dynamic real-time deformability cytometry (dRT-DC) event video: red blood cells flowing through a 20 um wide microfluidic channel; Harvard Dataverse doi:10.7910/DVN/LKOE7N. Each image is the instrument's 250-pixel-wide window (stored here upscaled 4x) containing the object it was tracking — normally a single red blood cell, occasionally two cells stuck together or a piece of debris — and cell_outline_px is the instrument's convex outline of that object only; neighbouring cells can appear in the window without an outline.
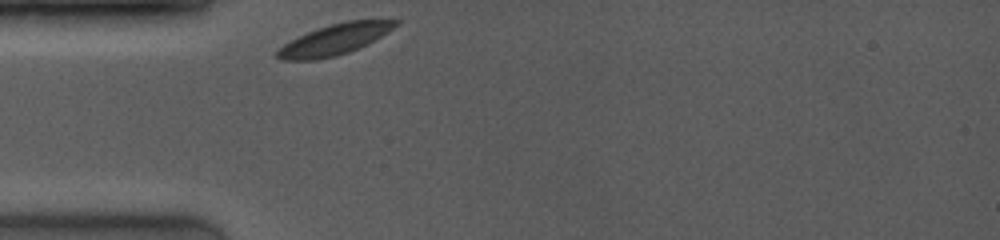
{"species": "common noctule bat (a hibernating species)", "species_latin": "Nyctalus noctula", "temperature_condition": "room temperature", "stored_images_in_passage": 7, "camera_frame_rate_fps": 4000, "um_per_image_px": 0.085, "animal": {"sex": "female", "body_mass_g": 19.0, "forearm_length_mm": 53.3}, "frame": {"image": 1, "passage_image": 1, "time_ms": 0.0, "image_size_px": [1000, 240], "cell_outline_px": [[400, 24], [388, 32], [368, 44], [348, 52], [336, 56], [316, 60], [280, 60], [276, 56], [276, 52], [284, 44], [308, 32], [332, 24], [348, 20], [400, 20]], "centroid_in_image_um": [28.48, 3.36], "position_along_channel_um": 56.5, "area_um2": 20.92}}
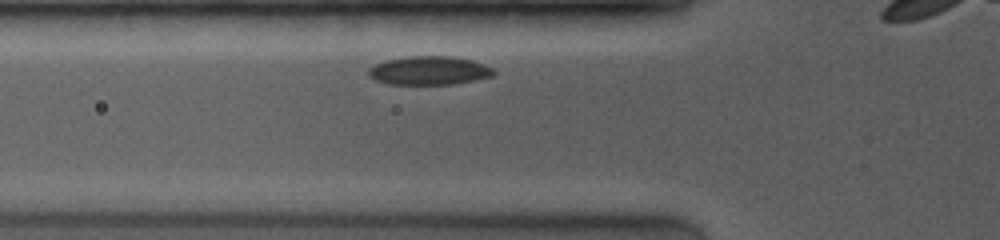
{"frame": {"image": 2, "passage_image": 3, "time_ms": 1.0, "image_size_px": [1000, 240], "cell_outline_px": [[496, 72], [492, 76], [452, 84], [388, 84], [376, 80], [368, 76], [368, 68], [376, 64], [388, 60], [408, 56], [452, 56], [472, 60], [484, 64], [492, 68]], "centroid_in_image_um": [36.47, 5.99], "position_along_channel_um": 89.3, "area_um2": 20.75}}